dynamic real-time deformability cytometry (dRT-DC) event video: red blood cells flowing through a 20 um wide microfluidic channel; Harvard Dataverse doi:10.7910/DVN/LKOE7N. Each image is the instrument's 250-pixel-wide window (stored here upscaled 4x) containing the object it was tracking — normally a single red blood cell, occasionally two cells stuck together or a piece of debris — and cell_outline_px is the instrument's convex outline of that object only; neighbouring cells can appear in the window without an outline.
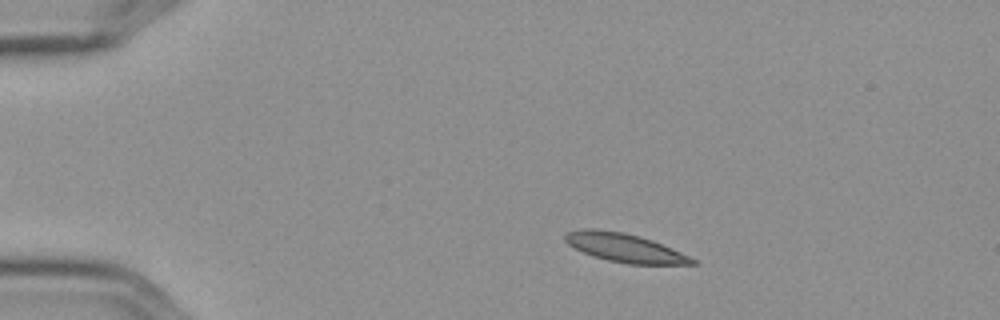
{"species": "Egyptian fruit bat (a non-hibernating species)", "species_latin": "Rousettus aegyptiacus", "temperature_condition": "cold", "stored_images_in_passage": 5, "camera_frame_rate_fps": 3000, "um_per_image_px": 0.085, "frame": {"image": 1, "passage_image": 2, "time_ms": 0.333, "image_size_px": [1000, 320], "cell_outline_px": [[696, 264], [628, 264], [608, 260], [592, 256], [568, 244], [564, 240], [564, 236], [568, 232], [580, 228], [596, 228], [624, 232], [640, 236], [652, 240], [672, 248], [696, 260]], "centroid_in_image_um": [53.07, 21.04], "position_along_channel_um": 31.9, "area_um2": 21.15}}
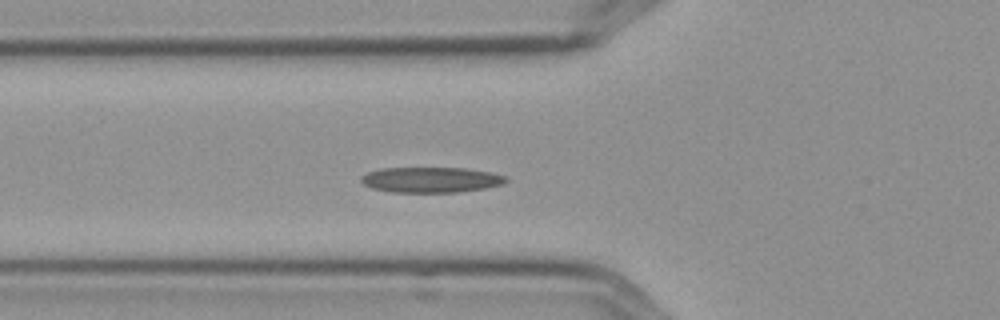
{"frame": {"image": 2, "passage_image": 5, "time_ms": 1.333, "image_size_px": [1000, 320], "cell_outline_px": [[508, 180], [504, 184], [484, 188], [456, 192], [392, 192], [372, 188], [364, 184], [360, 180], [360, 176], [368, 172], [380, 168], [464, 168], [492, 172], [508, 176]], "centroid_in_image_um": [36.65, 15.27], "position_along_channel_um": 89.2, "area_um2": 21.56}}